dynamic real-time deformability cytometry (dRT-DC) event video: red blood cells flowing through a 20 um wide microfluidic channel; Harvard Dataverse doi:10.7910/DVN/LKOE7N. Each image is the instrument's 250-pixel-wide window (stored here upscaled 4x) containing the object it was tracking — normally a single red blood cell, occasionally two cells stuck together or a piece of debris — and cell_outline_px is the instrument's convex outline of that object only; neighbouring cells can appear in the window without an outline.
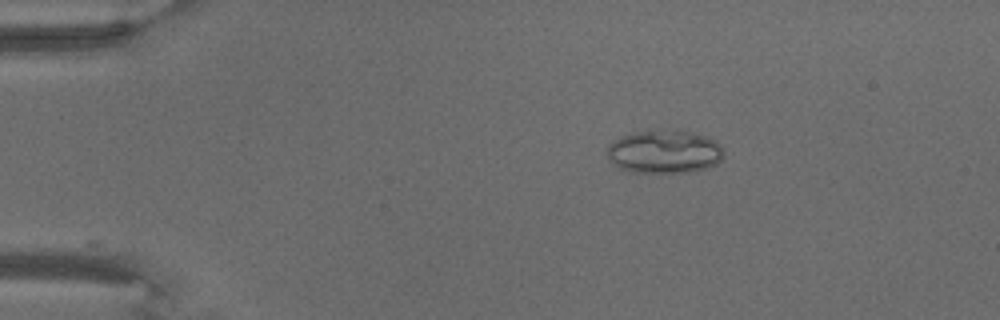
{"species": "common noctule bat (a hibernating species)", "species_latin": "Nyctalus noctula", "temperature_condition": "warm", "stored_images_in_passage": 8, "camera_frame_rate_fps": 3000, "um_per_image_px": 0.085, "animal": {"sex": "male", "body_mass_g": 18.8}, "frame": {"image": 1, "passage_image": 4, "time_ms": 3.667, "image_size_px": [1000, 320], "cell_outline_px": [[724, 156], [716, 164], [708, 168], [692, 172], [632, 172], [620, 168], [608, 160], [604, 152], [608, 144], [612, 140], [620, 136], [636, 132], [676, 128], [680, 128], [708, 136], [716, 140], [720, 144], [724, 152]], "centroid_in_image_um": [56.47, 12.87], "position_along_channel_um": 28.5, "area_um2": 30.35}}
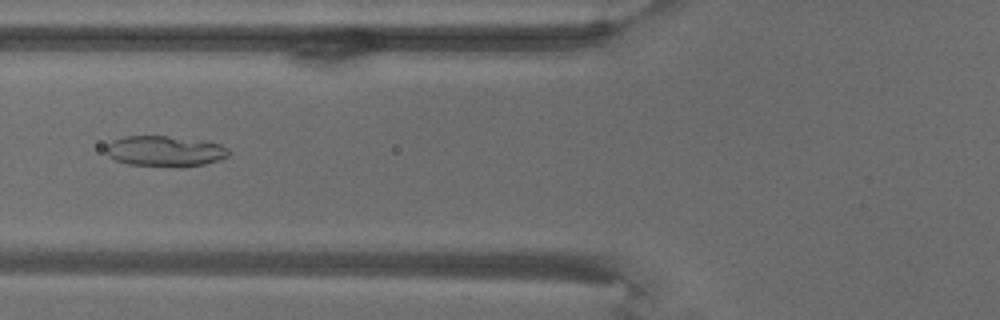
{"frame": {"image": 2, "passage_image": 7, "time_ms": 9.0, "image_size_px": [1000, 320], "cell_outline_px": [[232, 152], [228, 156], [204, 164], [180, 168], [128, 164], [116, 160], [108, 156], [104, 152], [108, 144], [112, 140], [124, 136], [168, 136], [220, 144], [228, 148]], "centroid_in_image_um": [13.99, 12.86], "position_along_channel_um": 111.8, "area_um2": 22.02}}